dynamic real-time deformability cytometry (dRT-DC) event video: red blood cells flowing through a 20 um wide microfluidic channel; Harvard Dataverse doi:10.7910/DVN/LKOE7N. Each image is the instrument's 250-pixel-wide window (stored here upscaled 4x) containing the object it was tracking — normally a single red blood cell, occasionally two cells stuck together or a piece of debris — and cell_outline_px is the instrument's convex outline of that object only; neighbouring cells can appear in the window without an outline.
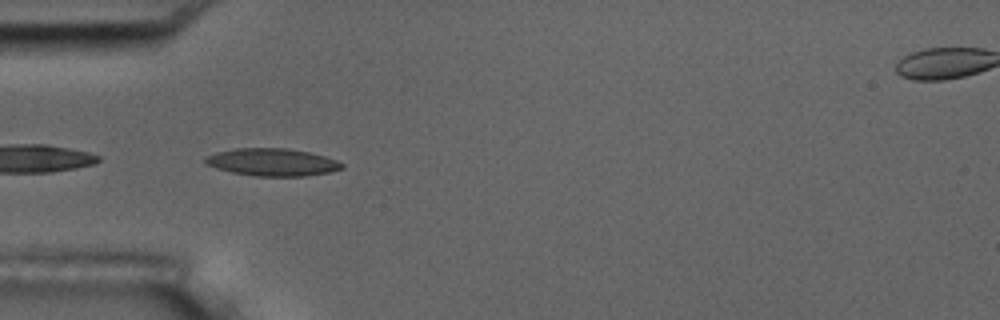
{"species": "common noctule bat (a hibernating species)", "species_latin": "Nyctalus noctula", "temperature_condition": "room temperature", "stored_images_in_passage": 7, "camera_frame_rate_fps": 3000, "um_per_image_px": 0.085, "animal": {"sex": "male", "body_mass_g": 17.5, "forearm_length_mm": 52.3}, "frame": {"image": 1, "passage_image": 6, "time_ms": 6.0, "image_size_px": [1000, 320], "cell_outline_px": [[344, 168], [328, 172], [304, 176], [256, 176], [232, 172], [216, 168], [204, 164], [204, 156], [216, 152], [236, 148], [288, 148], [308, 152], [324, 156], [336, 160], [344, 164]], "centroid_in_image_um": [23.1, 13.78], "position_along_channel_um": 61.9, "area_um2": 21.91}}